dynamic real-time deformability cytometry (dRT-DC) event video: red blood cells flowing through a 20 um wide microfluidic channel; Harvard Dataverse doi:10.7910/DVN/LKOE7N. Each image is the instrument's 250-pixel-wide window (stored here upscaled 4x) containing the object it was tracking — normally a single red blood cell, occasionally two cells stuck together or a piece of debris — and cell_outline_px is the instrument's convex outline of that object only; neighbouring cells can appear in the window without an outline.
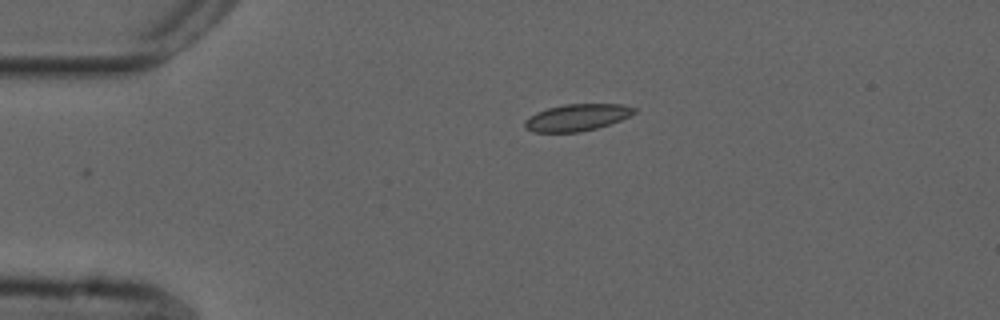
{"species": "common noctule bat (a hibernating species)", "species_latin": "Nyctalus noctula", "temperature_condition": "cold", "stored_images_in_passage": 32, "camera_frame_rate_fps": 3000, "um_per_image_px": 0.085, "animal": {"sex": "male", "forearm_length_mm": 52.5}, "frame": {"image": 1, "passage_image": 1, "time_ms": 0.0, "image_size_px": [1000, 320], "cell_outline_px": [[636, 112], [620, 120], [596, 128], [580, 132], [532, 132], [524, 128], [524, 120], [528, 116], [536, 112], [548, 108], [564, 104], [624, 104], [636, 108]], "centroid_in_image_um": [49.0, 9.98], "position_along_channel_um": 36.0, "area_um2": 17.17}}
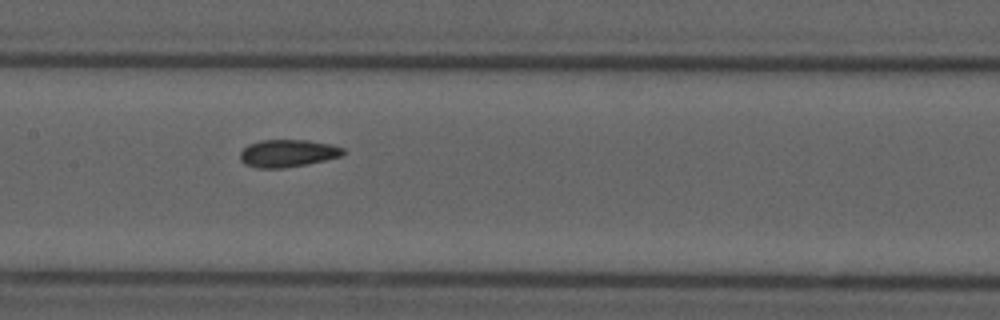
{"frame": {"image": 2, "passage_image": 16, "time_ms": 5.0, "image_size_px": [1000, 320], "cell_outline_px": [[344, 152], [340, 156], [308, 164], [284, 168], [256, 168], [244, 164], [240, 160], [240, 152], [248, 144], [260, 140], [308, 140], [332, 144], [344, 148]], "centroid_in_image_um": [24.43, 13.03], "position_along_channel_um": 183.0, "area_um2": 16.59}}
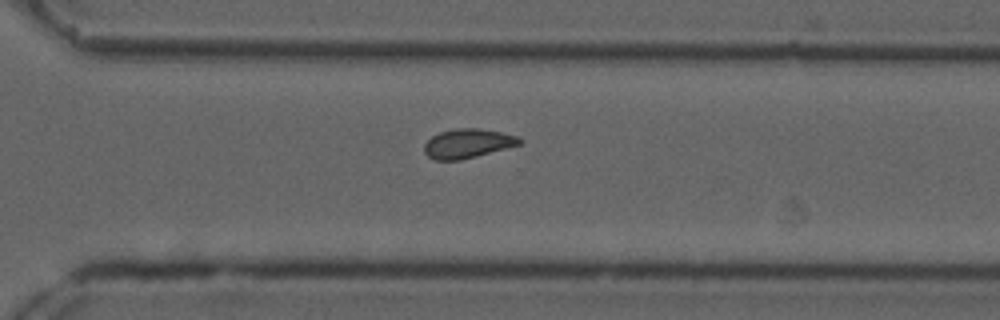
{"frame": {"image": 3, "passage_image": 28, "time_ms": 9.0, "image_size_px": [1000, 320], "cell_outline_px": [[524, 140], [520, 144], [476, 156], [460, 160], [432, 160], [424, 152], [424, 144], [432, 136], [440, 132], [456, 128], [480, 128], [500, 132], [516, 136]], "centroid_in_image_um": [39.72, 12.19], "position_along_channel_um": 330.9, "area_um2": 16.13}, "authors_computed_cell_mechanics": {"area_um2": 16.4441, "velocity_mm_per_s": 3.7104, "shape_relaxation_time_tau1_ms": null, "shape_relaxation_time_tau2_ms": 2.4278, "deformation_change_tau1": null, "deformation_change_tau2": 0.0581}}